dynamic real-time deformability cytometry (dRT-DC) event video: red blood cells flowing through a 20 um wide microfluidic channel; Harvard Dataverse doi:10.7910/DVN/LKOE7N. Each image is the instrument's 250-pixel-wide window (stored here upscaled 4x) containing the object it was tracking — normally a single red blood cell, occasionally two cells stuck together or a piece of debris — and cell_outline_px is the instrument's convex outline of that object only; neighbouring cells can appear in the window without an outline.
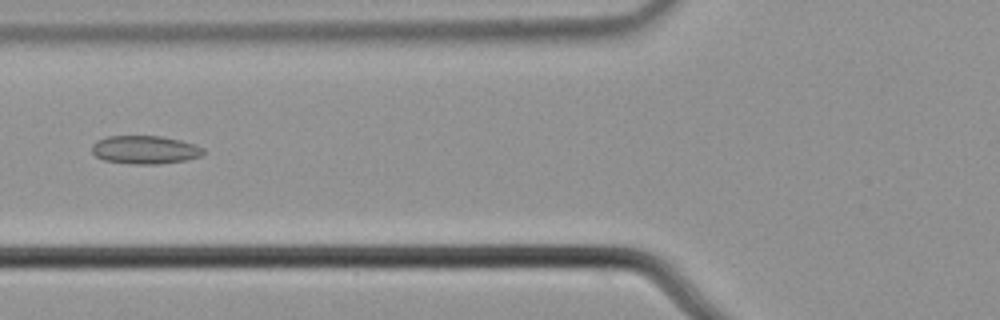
{"species": "common noctule bat (a hibernating species)", "species_latin": "Nyctalus noctula", "temperature_condition": "cold", "stored_images_in_passage": 6, "camera_frame_rate_fps": 3000, "um_per_image_px": 0.085, "animal": {"sex": "male", "body_mass_g": 21.5, "forearm_length_mm": 52.0}, "frame": {"image": 1, "passage_image": 6, "time_ms": 1.667, "image_size_px": [1000, 320], "cell_outline_px": [[204, 152], [200, 156], [184, 160], [160, 164], [132, 164], [104, 160], [96, 156], [92, 152], [92, 144], [96, 140], [108, 136], [160, 136], [180, 140], [204, 148]], "centroid_in_image_um": [12.28, 12.73], "position_along_channel_um": 113.5, "area_um2": 18.26}}